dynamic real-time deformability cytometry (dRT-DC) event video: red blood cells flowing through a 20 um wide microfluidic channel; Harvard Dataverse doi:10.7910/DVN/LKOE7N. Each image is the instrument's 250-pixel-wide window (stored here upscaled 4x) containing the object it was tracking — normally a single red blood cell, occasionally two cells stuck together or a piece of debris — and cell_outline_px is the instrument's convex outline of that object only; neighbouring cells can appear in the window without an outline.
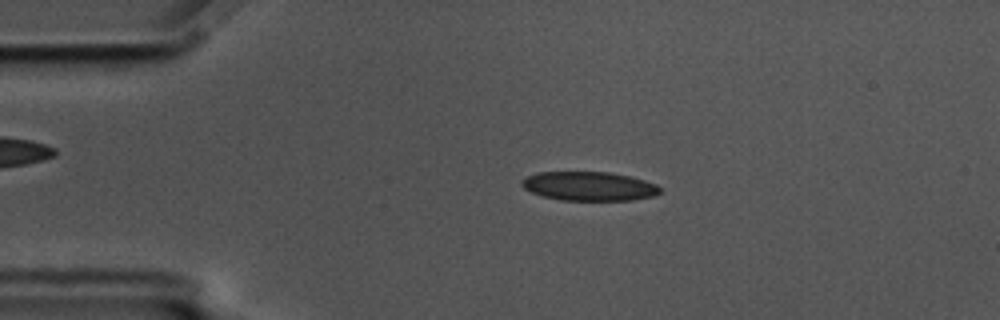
{"species": "common noctule bat (a hibernating species)", "species_latin": "Nyctalus noctula", "temperature_condition": "cold", "stored_images_in_passage": 58, "camera_frame_rate_fps": 3000, "um_per_image_px": 0.085, "animal": {"sex": "male", "body_mass_g": 17.5, "forearm_length_mm": 52.3}, "frame": {"image": 1, "passage_image": 12, "time_ms": 3.667, "image_size_px": [1000, 320], "cell_outline_px": [[660, 192], [652, 196], [632, 200], [560, 200], [544, 196], [532, 192], [524, 188], [520, 184], [520, 180], [536, 172], [608, 172], [632, 176], [656, 184], [660, 188]], "centroid_in_image_um": [50.06, 15.82], "position_along_channel_um": 34.9, "area_um2": 23.35}}
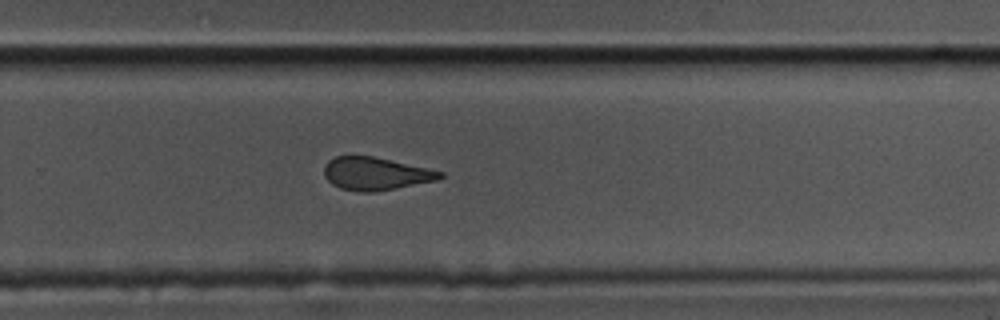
{"frame": {"image": 2, "passage_image": 38, "time_ms": 12.333, "image_size_px": [1000, 320], "cell_outline_px": [[444, 176], [436, 180], [376, 192], [356, 192], [340, 188], [332, 184], [324, 176], [324, 168], [328, 160], [336, 156], [372, 156], [444, 172]], "centroid_in_image_um": [31.89, 14.77], "position_along_channel_um": 297.9, "area_um2": 22.02}}
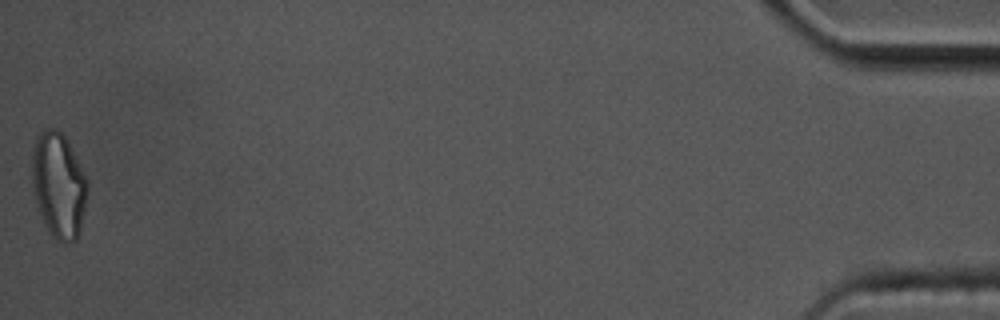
{"frame": {"image": 3, "passage_image": 58, "time_ms": 19.0, "image_size_px": [1000, 320], "cell_outline_px": [[88, 188], [80, 232], [76, 240], [68, 244], [64, 244], [56, 240], [48, 232], [32, 192], [32, 152], [36, 136], [44, 128], [56, 128], [64, 136], [88, 180]], "centroid_in_image_um": [4.97, 15.77], "position_along_channel_um": 430.2, "area_um2": 34.22}, "authors_computed_cell_mechanics": {"area_um2": 23.8136, "velocity_mm_per_s": 3.4444, "shape_relaxation_time_tau1_ms": null, "shape_relaxation_time_tau2_ms": 2.0092, "deformation_change_tau1": null, "deformation_change_tau2": 0.0919}}